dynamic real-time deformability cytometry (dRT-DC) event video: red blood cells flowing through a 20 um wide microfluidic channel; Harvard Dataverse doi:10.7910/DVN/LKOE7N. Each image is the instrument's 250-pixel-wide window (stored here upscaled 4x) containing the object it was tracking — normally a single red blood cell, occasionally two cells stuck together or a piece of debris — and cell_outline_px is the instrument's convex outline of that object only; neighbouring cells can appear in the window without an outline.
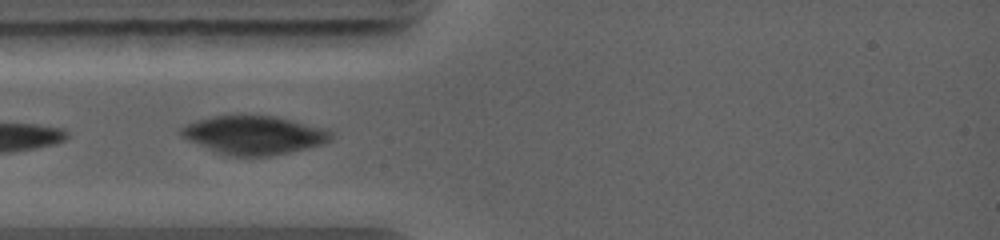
{"species": "common noctule bat (a hibernating species)", "species_latin": "Nyctalus noctula", "temperature_condition": "warm", "stored_images_in_passage": 9, "camera_frame_rate_fps": 5000, "um_per_image_px": 0.085, "animal": {"sex": "female", "body_mass_g": 19.0, "forearm_length_mm": 56.7}, "frame": {"image": 1, "passage_image": 1, "time_ms": 0.0, "image_size_px": [1000, 240], "cell_outline_px": [[332, 140], [324, 144], [308, 148], [268, 156], [224, 156], [188, 140], [180, 136], [180, 128], [184, 124], [196, 120], [212, 116], [272, 116], [292, 120], [328, 128], [332, 132]], "centroid_in_image_um": [21.58, 11.49], "position_along_channel_um": 63.4, "area_um2": 33.87}}
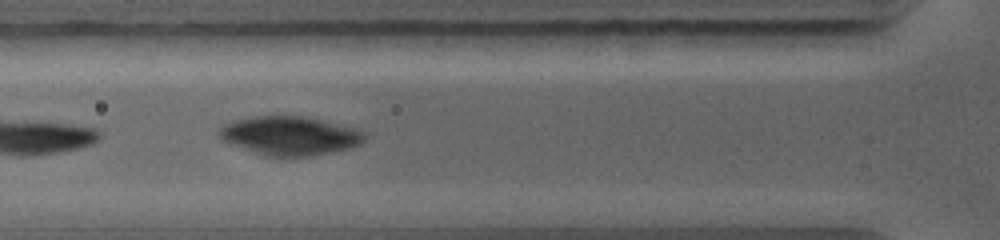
{"frame": {"image": 2, "passage_image": 2, "time_ms": 0.8, "image_size_px": [1000, 240], "cell_outline_px": [[368, 136], [360, 144], [348, 148], [312, 156], [264, 156], [228, 144], [220, 136], [220, 128], [224, 124], [236, 120], [256, 116], [300, 116], [360, 128]], "centroid_in_image_um": [24.66, 11.54], "position_along_channel_um": 101.1, "area_um2": 32.83}}